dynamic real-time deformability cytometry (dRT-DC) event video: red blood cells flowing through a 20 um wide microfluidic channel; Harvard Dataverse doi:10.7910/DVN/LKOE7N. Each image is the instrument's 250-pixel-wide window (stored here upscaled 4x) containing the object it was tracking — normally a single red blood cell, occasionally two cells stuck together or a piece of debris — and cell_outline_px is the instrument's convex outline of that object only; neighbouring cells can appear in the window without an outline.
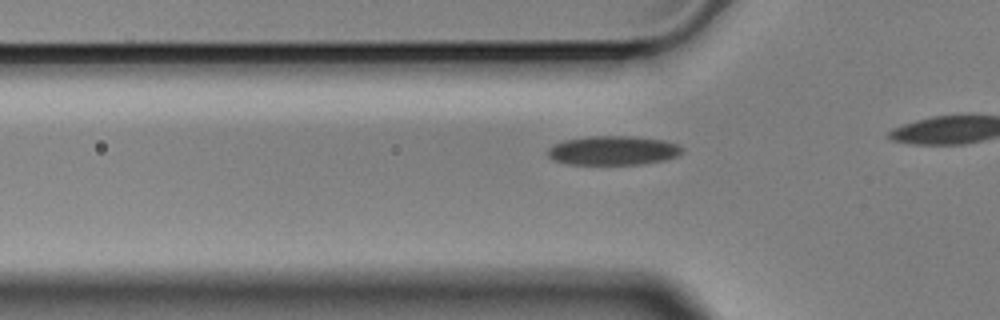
{"species": "Egyptian fruit bat (a non-hibernating species)", "species_latin": "Rousettus aegyptiacus", "temperature_condition": "cold", "stored_images_in_passage": 8, "camera_frame_rate_fps": 3000, "um_per_image_px": 0.085, "animal": {"sex": "male"}, "frame": {"image": 1, "passage_image": 2, "time_ms": 0.333, "image_size_px": [1000, 320], "cell_outline_px": [[684, 148], [676, 156], [664, 160], [644, 164], [568, 164], [552, 160], [548, 156], [548, 148], [564, 140], [588, 136], [636, 136], [664, 140], [676, 144]], "centroid_in_image_um": [52.1, 12.79], "position_along_channel_um": 73.7, "area_um2": 22.83}}
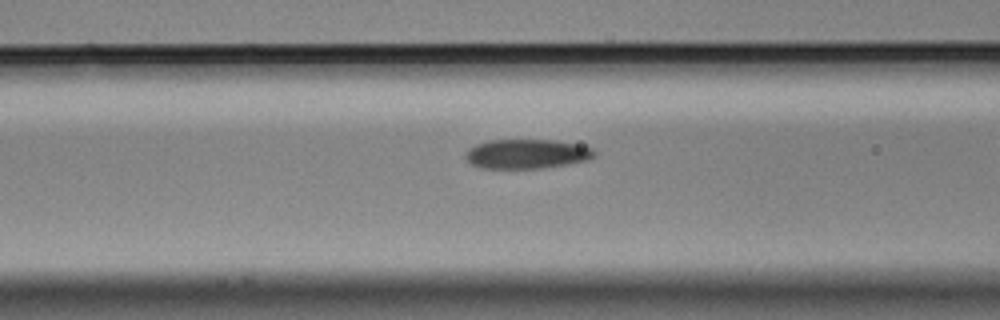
{"frame": {"image": 2, "passage_image": 6, "time_ms": 1.667, "image_size_px": [1000, 320], "cell_outline_px": [[596, 156], [588, 160], [568, 164], [540, 168], [480, 168], [472, 164], [464, 156], [464, 152], [468, 148], [476, 144], [488, 140], [556, 140], [596, 148]], "centroid_in_image_um": [44.79, 13.07], "position_along_channel_um": 121.8, "area_um2": 22.31}}